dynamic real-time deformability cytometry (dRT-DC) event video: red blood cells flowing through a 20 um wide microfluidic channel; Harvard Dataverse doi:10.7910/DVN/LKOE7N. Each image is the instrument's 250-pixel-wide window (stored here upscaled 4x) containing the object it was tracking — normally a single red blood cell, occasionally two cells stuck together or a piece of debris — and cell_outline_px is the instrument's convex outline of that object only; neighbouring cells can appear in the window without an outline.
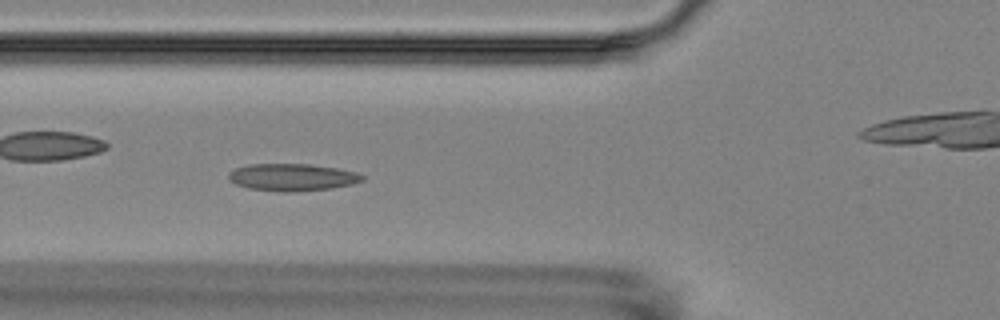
{"species": "Egyptian fruit bat (a non-hibernating species)", "species_latin": "Rousettus aegyptiacus", "temperature_condition": "room temperature", "stored_images_in_passage": 8, "camera_frame_rate_fps": 3000, "um_per_image_px": 0.085, "animal": {"sex": "female"}, "frame": {"image": 1, "passage_image": 6, "time_ms": 6.333, "image_size_px": [1000, 320], "cell_outline_px": [[364, 180], [352, 184], [332, 188], [292, 192], [280, 192], [248, 188], [236, 184], [228, 180], [228, 172], [236, 168], [248, 164], [308, 164], [336, 168], [356, 172], [364, 176]], "centroid_in_image_um": [24.81, 15.07], "position_along_channel_um": 101.0, "area_um2": 21.27}}